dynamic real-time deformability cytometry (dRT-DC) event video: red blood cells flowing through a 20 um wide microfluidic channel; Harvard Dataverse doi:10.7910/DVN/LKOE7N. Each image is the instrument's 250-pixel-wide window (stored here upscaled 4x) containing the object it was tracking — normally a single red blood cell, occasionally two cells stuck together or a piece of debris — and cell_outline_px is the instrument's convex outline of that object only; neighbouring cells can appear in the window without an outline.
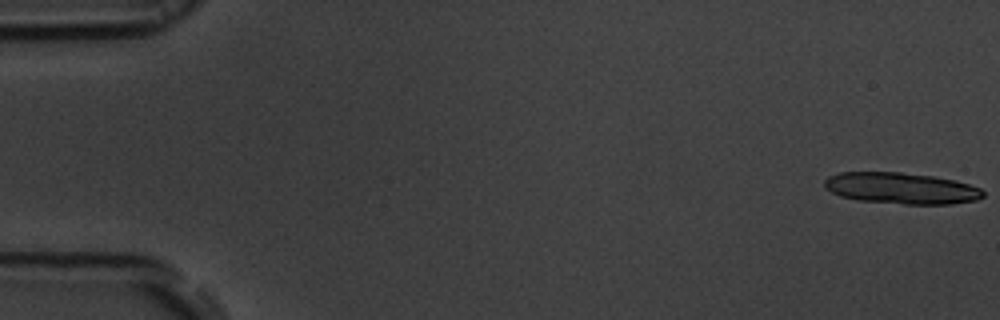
{"species": "common noctule bat (a hibernating species)", "species_latin": "Nyctalus noctula", "temperature_condition": "room temperature", "stored_images_in_passage": 14, "camera_frame_rate_fps": 3000, "um_per_image_px": 0.085, "animal": {"sex": "male", "body_mass_g": 19.5, "forearm_length_mm": 54.6}, "frame": {"image": 1, "passage_image": 1, "time_ms": 0.0, "image_size_px": [1000, 320], "cell_outline_px": [[984, 196], [976, 200], [952, 204], [904, 204], [860, 200], [840, 196], [824, 188], [824, 180], [828, 176], [840, 172], [900, 172], [932, 176], [956, 180], [980, 188], [984, 192]], "centroid_in_image_um": [76.6, 16.0], "position_along_channel_um": 8.4, "area_um2": 28.96}}